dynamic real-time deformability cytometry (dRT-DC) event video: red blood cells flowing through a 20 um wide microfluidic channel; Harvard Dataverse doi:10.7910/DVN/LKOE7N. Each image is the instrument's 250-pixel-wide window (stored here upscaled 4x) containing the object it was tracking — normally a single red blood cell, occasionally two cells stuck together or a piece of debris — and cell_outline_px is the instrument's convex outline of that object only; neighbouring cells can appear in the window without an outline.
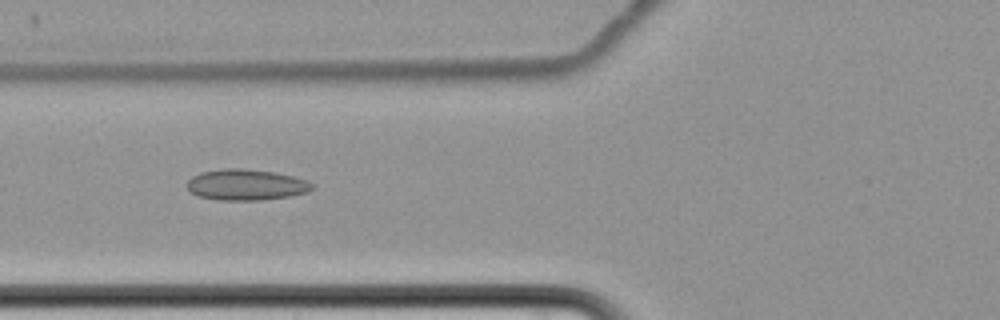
{"species": "common noctule bat (a hibernating species)", "species_latin": "Nyctalus noctula", "temperature_condition": "cold", "stored_images_in_passage": 8, "camera_frame_rate_fps": 3000, "um_per_image_px": 0.085, "animal": {"sex": "female", "body_mass_g": 22.7, "forearm_length_mm": 54.2}, "frame": {"image": 1, "passage_image": 6, "time_ms": 6.333, "image_size_px": [1000, 320], "cell_outline_px": [[316, 184], [308, 192], [292, 196], [260, 200], [220, 200], [196, 196], [188, 188], [188, 180], [192, 176], [200, 172], [224, 168], [244, 168], [276, 172], [308, 180]], "centroid_in_image_um": [20.95, 15.7], "position_along_channel_um": 104.8, "area_um2": 22.83}}
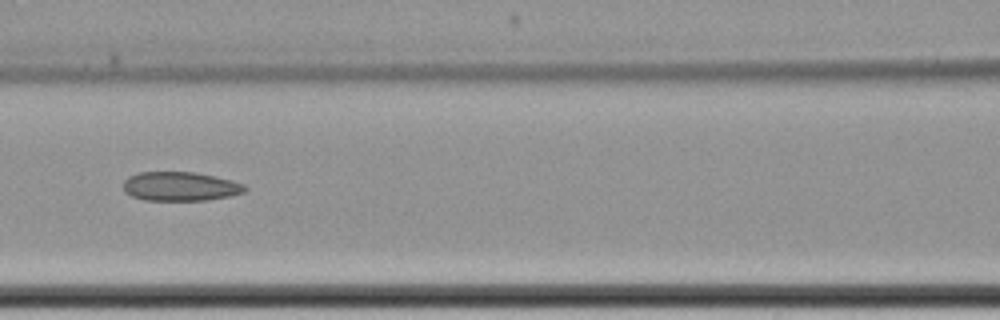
{"frame": {"image": 2, "passage_image": 7, "time_ms": 7.667, "image_size_px": [1000, 320], "cell_outline_px": [[248, 188], [244, 192], [228, 196], [208, 200], [144, 200], [132, 196], [124, 192], [124, 180], [128, 176], [140, 172], [196, 172], [216, 176], [232, 180], [244, 184]], "centroid_in_image_um": [15.33, 15.84], "position_along_channel_um": 151.3, "area_um2": 20.69}}
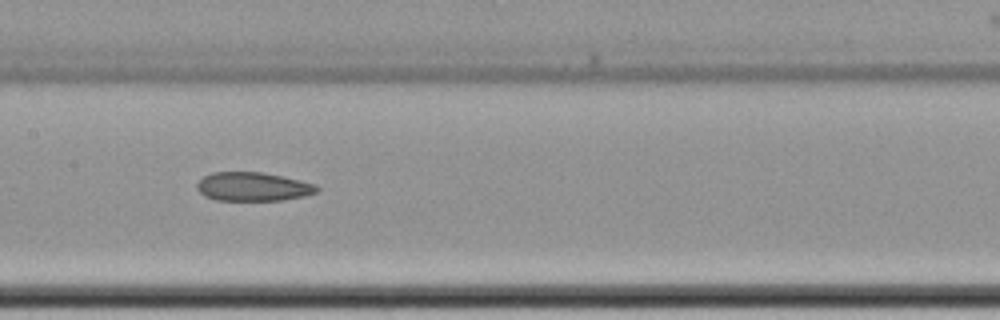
{"frame": {"image": 3, "passage_image": 8, "time_ms": 8.667, "image_size_px": [1000, 320], "cell_outline_px": [[320, 188], [316, 192], [304, 196], [284, 200], [216, 200], [204, 196], [196, 188], [196, 184], [204, 176], [212, 172], [264, 172], [284, 176], [316, 184]], "centroid_in_image_um": [21.51, 15.86], "position_along_channel_um": 185.9, "area_um2": 20.23}}